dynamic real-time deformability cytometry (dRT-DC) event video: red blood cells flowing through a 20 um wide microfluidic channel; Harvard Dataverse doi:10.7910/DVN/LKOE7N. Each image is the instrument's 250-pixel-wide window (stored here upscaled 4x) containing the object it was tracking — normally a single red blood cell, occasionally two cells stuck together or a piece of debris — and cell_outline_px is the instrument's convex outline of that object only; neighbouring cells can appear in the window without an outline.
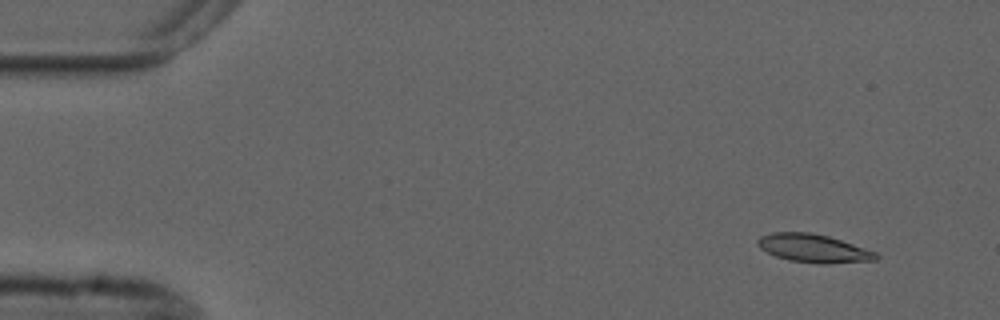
{"species": "common noctule bat (a hibernating species)", "species_latin": "Nyctalus noctula", "temperature_condition": "cold", "stored_images_in_passage": 6, "camera_frame_rate_fps": 3000, "um_per_image_px": 0.085, "animal": {"sex": "male", "forearm_length_mm": 52.5}, "frame": {"image": 1, "passage_image": 2, "time_ms": 1.0, "image_size_px": [1000, 320], "cell_outline_px": [[880, 256], [876, 260], [824, 264], [820, 264], [788, 260], [776, 256], [760, 248], [756, 244], [756, 240], [760, 236], [772, 232], [812, 232], [828, 236], [876, 252]], "centroid_in_image_um": [69.12, 21.1], "position_along_channel_um": 15.9, "area_um2": 19.48}}